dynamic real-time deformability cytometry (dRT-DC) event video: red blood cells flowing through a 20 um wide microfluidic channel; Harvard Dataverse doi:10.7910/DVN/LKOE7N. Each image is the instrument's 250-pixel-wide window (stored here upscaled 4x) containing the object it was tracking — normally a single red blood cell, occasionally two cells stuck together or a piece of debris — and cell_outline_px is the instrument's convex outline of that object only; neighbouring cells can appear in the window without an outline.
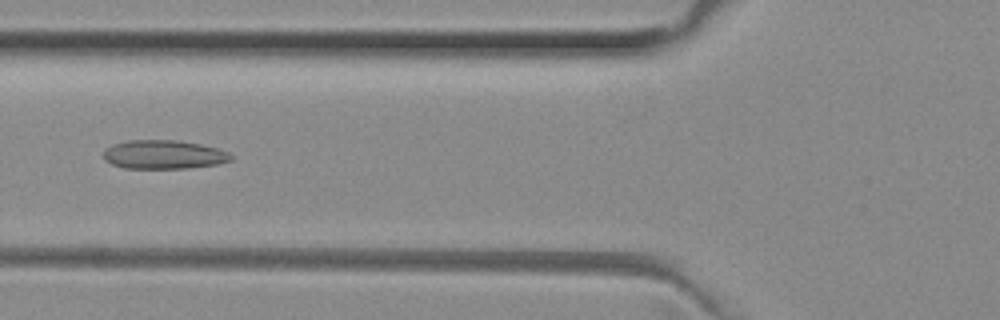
{"species": "common noctule bat (a hibernating species)", "species_latin": "Nyctalus noctula", "temperature_condition": "room temperature", "stored_images_in_passage": 45, "camera_frame_rate_fps": 3000, "um_per_image_px": 0.085, "animal": {"sex": "female", "body_mass_g": 29.2, "forearm_length_mm": 56.3}, "frame": {"image": 1, "passage_image": 18, "time_ms": 5.667, "image_size_px": [1000, 320], "cell_outline_px": [[232, 160], [216, 164], [184, 168], [124, 168], [112, 164], [104, 160], [104, 148], [112, 144], [128, 140], [180, 140], [200, 144], [216, 148], [228, 152], [232, 156]], "centroid_in_image_um": [13.87, 13.13], "position_along_channel_um": 111.9, "area_um2": 21.39}}
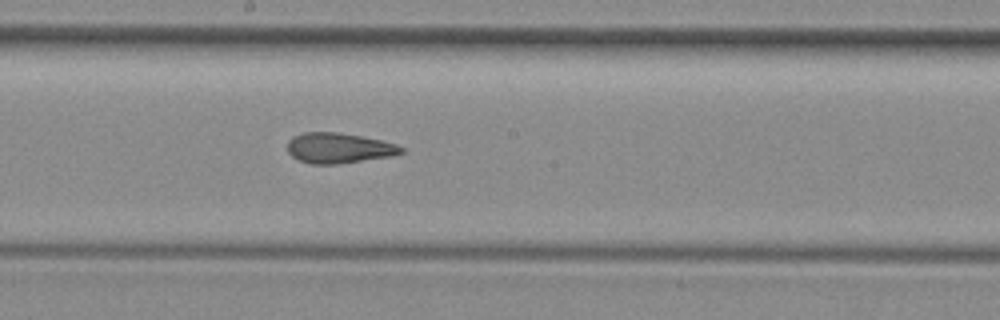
{"frame": {"image": 2, "passage_image": 26, "time_ms": 8.333, "image_size_px": [1000, 320], "cell_outline_px": [[404, 152], [388, 156], [336, 164], [312, 164], [300, 160], [292, 156], [288, 152], [288, 140], [292, 136], [304, 132], [336, 132], [360, 136], [380, 140], [396, 144], [404, 148]], "centroid_in_image_um": [28.75, 12.57], "position_along_channel_um": 219.4, "area_um2": 19.83}}
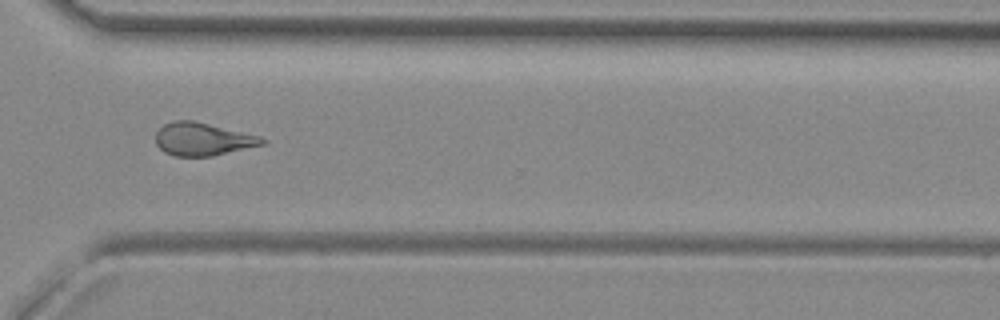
{"frame": {"image": 3, "passage_image": 36, "time_ms": 11.667, "image_size_px": [1000, 320], "cell_outline_px": [[268, 140], [264, 144], [212, 156], [176, 156], [164, 152], [156, 144], [156, 132], [164, 124], [176, 120], [192, 120], [260, 136]], "centroid_in_image_um": [17.22, 11.83], "position_along_channel_um": 353.4, "area_um2": 20.23}, "authors_computed_cell_mechanics": {"area_um2": 21.1548, "velocity_mm_per_s": 4.0313, "shape_relaxation_time_tau1_ms": null, "shape_relaxation_time_tau2_ms": 2.7098, "deformation_change_tau1": null, "deformation_change_tau2": 0.1241}}